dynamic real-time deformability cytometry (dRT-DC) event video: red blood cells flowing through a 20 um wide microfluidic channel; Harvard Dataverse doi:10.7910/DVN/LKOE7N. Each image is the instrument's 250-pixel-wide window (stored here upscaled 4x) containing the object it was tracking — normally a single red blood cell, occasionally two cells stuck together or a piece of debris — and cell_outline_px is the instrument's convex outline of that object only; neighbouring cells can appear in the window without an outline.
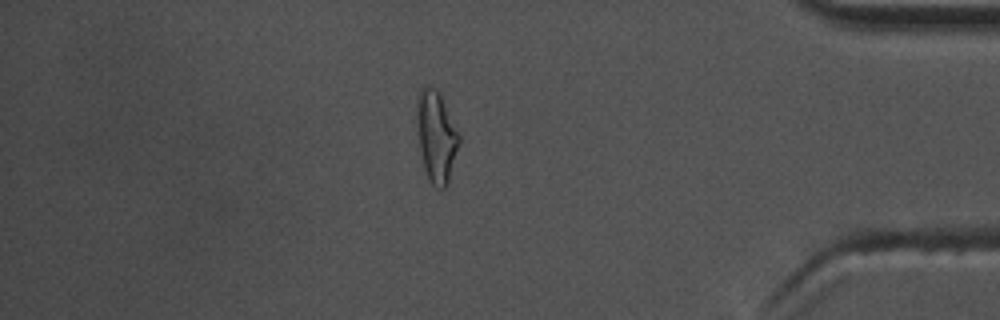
{"species": "common noctule bat (a hibernating species)", "species_latin": "Nyctalus noctula", "temperature_condition": "warm", "stored_images_in_passage": 56, "camera_frame_rate_fps": 3000, "um_per_image_px": 0.085, "animal": {"sex": "male", "body_mass_g": 17.5, "forearm_length_mm": 52.3}, "frame": {"image": 1, "passage_image": 48, "time_ms": 15.667, "image_size_px": [1000, 320], "cell_outline_px": [[460, 144], [448, 184], [444, 188], [436, 188], [428, 180], [424, 168], [420, 152], [416, 124], [416, 96], [420, 88], [436, 88], [440, 92], [460, 136]], "centroid_in_image_um": [37.07, 11.61], "position_along_channel_um": 398.1, "area_um2": 22.83}, "authors_computed_cell_mechanics": {"area_um2": 19.1029, "velocity_mm_per_s": 3.6891, "shape_relaxation_time_tau1_ms": 5.5701, "shape_relaxation_time_tau2_ms": 2.0563, "deformation_change_tau1": 0.207, "deformation_change_tau2": 0.0982}}